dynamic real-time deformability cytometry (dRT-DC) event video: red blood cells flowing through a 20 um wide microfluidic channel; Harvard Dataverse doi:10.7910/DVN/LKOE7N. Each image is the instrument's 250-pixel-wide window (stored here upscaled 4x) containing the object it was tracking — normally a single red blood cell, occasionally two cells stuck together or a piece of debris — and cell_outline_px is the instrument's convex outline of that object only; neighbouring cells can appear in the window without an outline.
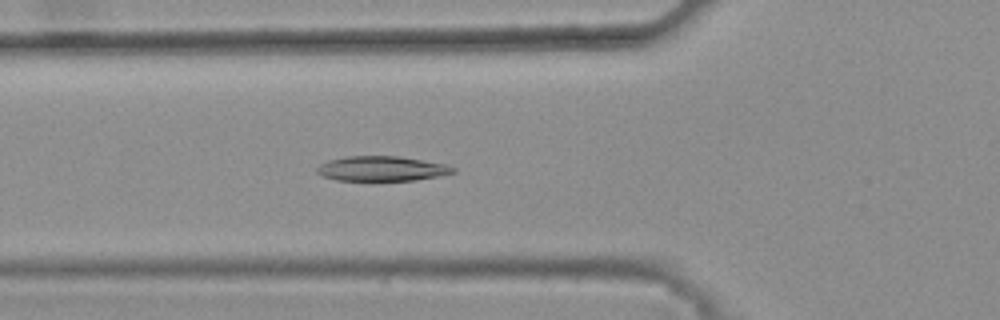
{"species": "common noctule bat (a hibernating species)", "species_latin": "Nyctalus noctula", "temperature_condition": "warm", "stored_images_in_passage": 44, "camera_frame_rate_fps": 3000, "um_per_image_px": 0.085, "animal": {"sex": "female", "body_mass_g": 25.1}, "frame": {"image": 1, "passage_image": 18, "time_ms": 5.667, "image_size_px": [1000, 320], "cell_outline_px": [[456, 172], [416, 180], [336, 180], [324, 176], [316, 172], [316, 168], [320, 164], [328, 160], [344, 156], [400, 156], [448, 164], [456, 168]], "centroid_in_image_um": [32.46, 14.32], "position_along_channel_um": 93.3, "area_um2": 19.77}}
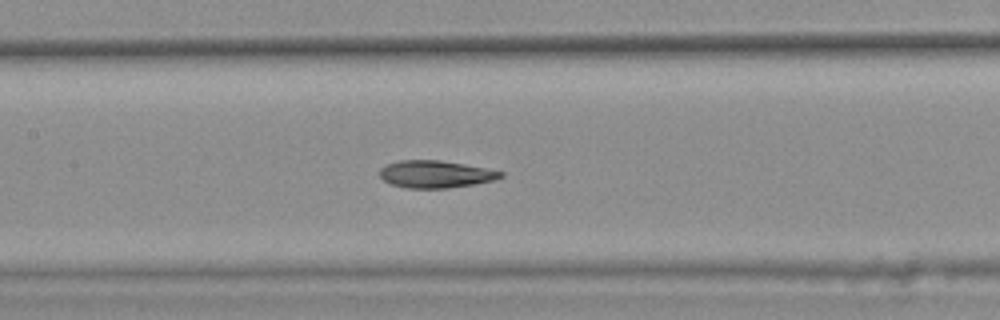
{"frame": {"image": 2, "passage_image": 24, "time_ms": 7.667, "image_size_px": [1000, 320], "cell_outline_px": [[504, 176], [492, 180], [472, 184], [448, 188], [408, 188], [392, 184], [384, 180], [380, 176], [380, 168], [388, 164], [400, 160], [440, 160], [464, 164], [504, 172]], "centroid_in_image_um": [37.0, 14.8], "position_along_channel_um": 170.4, "area_um2": 18.96}}
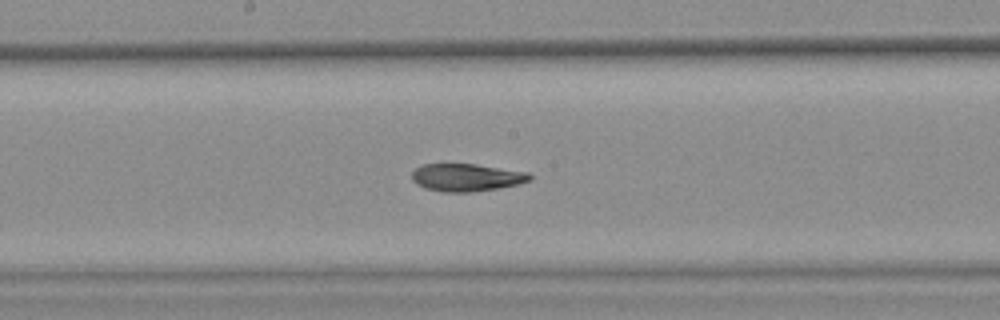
{"frame": {"image": 3, "passage_image": 27, "time_ms": 8.667, "image_size_px": [1000, 320], "cell_outline_px": [[532, 180], [520, 184], [500, 188], [472, 192], [444, 192], [424, 188], [416, 184], [412, 180], [412, 172], [420, 164], [476, 164], [528, 172], [532, 176]], "centroid_in_image_um": [39.66, 15.09], "position_along_channel_um": 208.5, "area_um2": 19.19}, "authors_computed_cell_mechanics": {"area_um2": 19.7676, "velocity_mm_per_s": 3.8373, "shape_relaxation_time_tau1_ms": 9.2518, "shape_relaxation_time_tau2_ms": 2.7925, "deformation_change_tau1": 0.2313, "deformation_change_tau2": 0.0846}}